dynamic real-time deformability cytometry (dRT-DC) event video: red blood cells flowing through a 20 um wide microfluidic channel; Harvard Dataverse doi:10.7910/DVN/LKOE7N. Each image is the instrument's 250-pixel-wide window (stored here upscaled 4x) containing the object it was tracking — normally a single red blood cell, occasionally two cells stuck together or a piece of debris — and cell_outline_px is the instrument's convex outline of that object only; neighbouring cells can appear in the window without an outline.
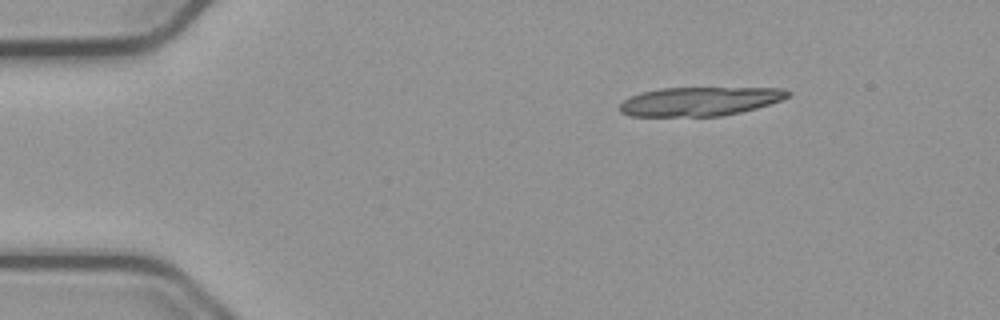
{"species": "common noctule bat (a hibernating species)", "species_latin": "Nyctalus noctula", "temperature_condition": "cold", "stored_images_in_passage": 11, "camera_frame_rate_fps": 3000, "um_per_image_px": 0.085, "animal": {"sex": "male", "body_mass_g": 23.1, "forearm_length_mm": 52.7}, "frame": {"image": 1, "passage_image": 1, "time_ms": 0.0, "image_size_px": [1000, 320], "cell_outline_px": [[792, 92], [788, 96], [780, 100], [756, 108], [740, 112], [720, 116], [632, 116], [620, 112], [620, 104], [624, 100], [640, 92], [660, 88], [784, 88]], "centroid_in_image_um": [59.47, 8.61], "position_along_channel_um": 25.5, "area_um2": 28.15}}